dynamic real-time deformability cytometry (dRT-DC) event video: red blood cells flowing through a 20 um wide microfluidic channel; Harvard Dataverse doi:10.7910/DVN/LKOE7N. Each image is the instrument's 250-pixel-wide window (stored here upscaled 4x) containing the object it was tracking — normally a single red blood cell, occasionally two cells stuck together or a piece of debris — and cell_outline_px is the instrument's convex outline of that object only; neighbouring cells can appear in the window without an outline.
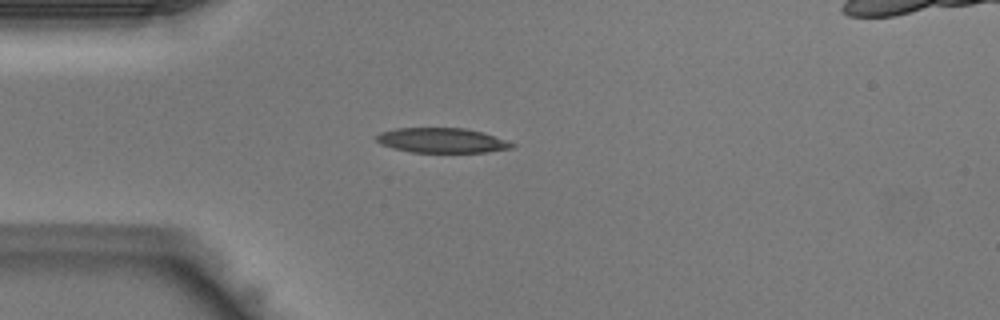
{"species": "Egyptian fruit bat (a non-hibernating species)", "species_latin": "Rousettus aegyptiacus", "temperature_condition": "warm", "stored_images_in_passage": 33, "camera_frame_rate_fps": 3000, "um_per_image_px": 0.085, "animal": {"sex": "male"}, "frame": {"image": 1, "passage_image": 1, "time_ms": 0.0, "image_size_px": [1000, 320], "cell_outline_px": [[516, 144], [512, 148], [488, 152], [412, 152], [392, 148], [380, 144], [376, 140], [376, 136], [380, 132], [396, 128], [464, 128], [480, 132], [508, 140]], "centroid_in_image_um": [37.55, 11.93], "position_along_channel_um": 47.4, "area_um2": 19.59}}
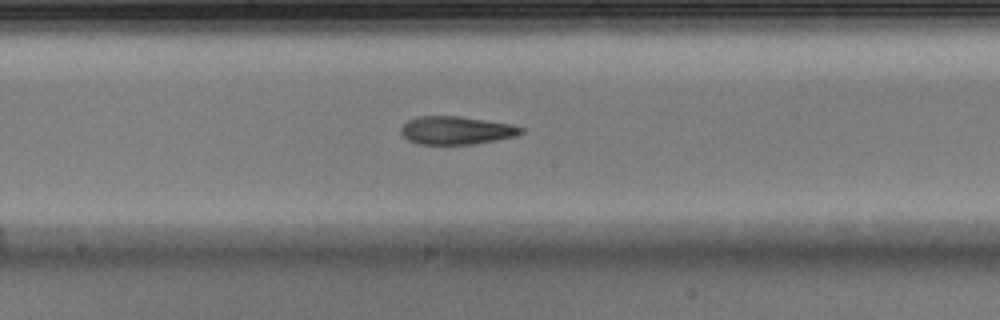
{"frame": {"image": 2, "passage_image": 12, "time_ms": 3.667, "image_size_px": [1000, 320], "cell_outline_px": [[524, 132], [516, 136], [496, 140], [472, 144], [416, 144], [408, 140], [400, 132], [400, 128], [408, 120], [416, 116], [460, 116], [512, 124], [524, 128]], "centroid_in_image_um": [38.78, 11.07], "position_along_channel_um": 209.4, "area_um2": 19.77}}
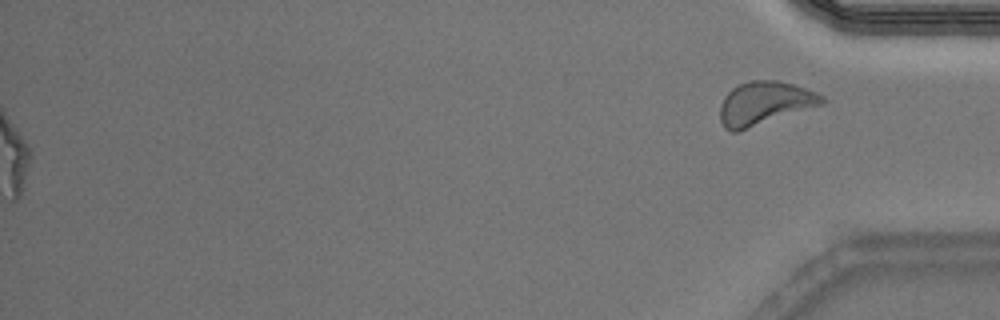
{"frame": {"image": 3, "passage_image": 33, "time_ms": 10.667, "image_size_px": [1000, 320], "cell_outline_px": [[824, 104], [736, 132], [732, 132], [724, 128], [720, 120], [720, 104], [724, 96], [732, 88], [740, 84], [752, 80], [776, 80], [792, 84], [816, 92], [824, 96]], "centroid_in_image_um": [64.97, 8.78], "position_along_channel_um": 370.2, "area_um2": 25.61}}